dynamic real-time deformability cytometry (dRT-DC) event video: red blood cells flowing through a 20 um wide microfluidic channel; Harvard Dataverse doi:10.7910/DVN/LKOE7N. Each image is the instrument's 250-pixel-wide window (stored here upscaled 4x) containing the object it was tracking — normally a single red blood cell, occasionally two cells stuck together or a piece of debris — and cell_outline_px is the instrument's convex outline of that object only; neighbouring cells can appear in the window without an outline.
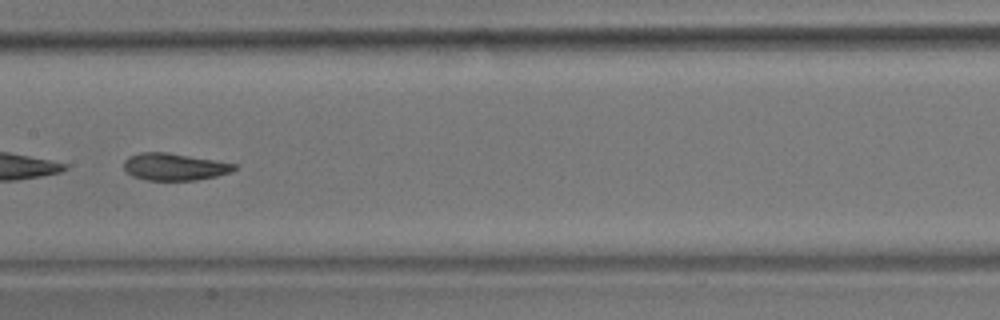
{"species": "common noctule bat (a hibernating species)", "species_latin": "Nyctalus noctula", "temperature_condition": "room temperature", "stored_images_in_passage": 37, "camera_frame_rate_fps": 3000, "um_per_image_px": 0.085, "animal": {"sex": "male", "body_mass_g": 17.9}, "frame": {"image": 1, "passage_image": 11, "time_ms": 3.333, "image_size_px": [1000, 320], "cell_outline_px": [[236, 168], [232, 172], [216, 176], [196, 180], [144, 180], [132, 176], [124, 168], [124, 160], [128, 156], [140, 152], [168, 152], [236, 164]], "centroid_in_image_um": [14.79, 14.17], "position_along_channel_um": 192.6, "area_um2": 17.46}}